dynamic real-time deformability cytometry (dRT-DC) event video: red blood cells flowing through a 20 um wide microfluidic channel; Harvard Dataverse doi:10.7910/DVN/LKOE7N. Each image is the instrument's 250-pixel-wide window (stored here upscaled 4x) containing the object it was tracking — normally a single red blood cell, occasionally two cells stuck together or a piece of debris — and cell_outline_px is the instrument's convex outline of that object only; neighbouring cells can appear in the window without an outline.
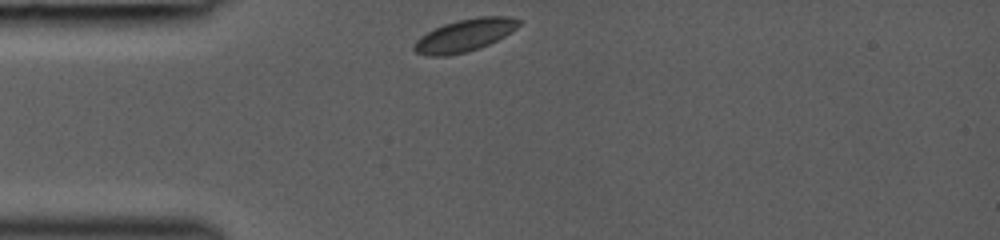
{"species": "common noctule bat (a hibernating species)", "species_latin": "Nyctalus noctula", "temperature_condition": "room temperature", "stored_images_in_passage": 28, "camera_frame_rate_fps": 3000, "um_per_image_px": 0.085, "animal": {"sex": "female", "body_mass_g": 19.0, "forearm_length_mm": 53.3}, "frame": {"image": 1, "passage_image": 1, "time_ms": 0.0, "image_size_px": [1000, 240], "cell_outline_px": [[520, 24], [512, 32], [480, 48], [448, 56], [428, 56], [416, 52], [412, 48], [412, 44], [420, 36], [444, 24], [456, 20], [480, 16], [508, 16], [520, 20]], "centroid_in_image_um": [39.48, 3.0], "position_along_channel_um": 45.5, "area_um2": 19.77}}
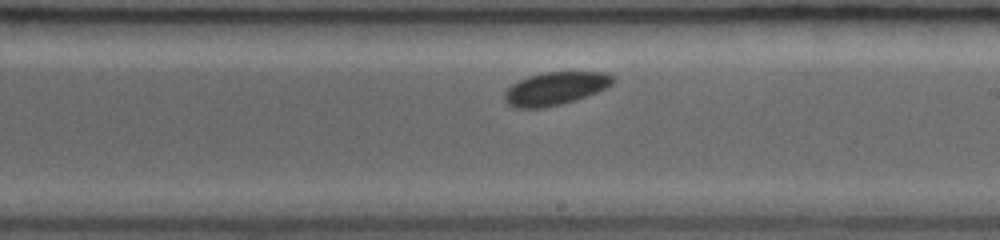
{"frame": {"image": 2, "passage_image": 16, "time_ms": 5.0, "image_size_px": [1000, 240], "cell_outline_px": [[612, 84], [608, 88], [576, 100], [544, 108], [516, 108], [508, 104], [504, 100], [504, 92], [512, 84], [528, 76], [544, 72], [604, 72], [612, 76]], "centroid_in_image_um": [47.18, 7.53], "position_along_channel_um": 241.8, "area_um2": 20.81}}
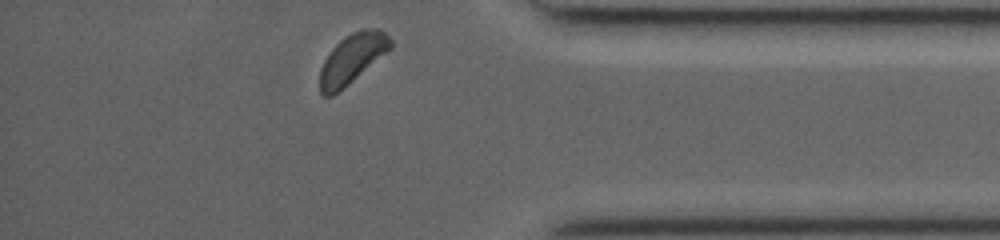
{"frame": {"image": 3, "passage_image": 28, "time_ms": 9.0, "image_size_px": [1000, 240], "cell_outline_px": [[392, 48], [344, 88], [332, 96], [324, 96], [320, 92], [320, 68], [324, 60], [332, 48], [344, 36], [360, 28], [376, 28], [384, 32], [392, 40]], "centroid_in_image_um": [29.93, 4.97], "position_along_channel_um": 405.3, "area_um2": 20.46}}